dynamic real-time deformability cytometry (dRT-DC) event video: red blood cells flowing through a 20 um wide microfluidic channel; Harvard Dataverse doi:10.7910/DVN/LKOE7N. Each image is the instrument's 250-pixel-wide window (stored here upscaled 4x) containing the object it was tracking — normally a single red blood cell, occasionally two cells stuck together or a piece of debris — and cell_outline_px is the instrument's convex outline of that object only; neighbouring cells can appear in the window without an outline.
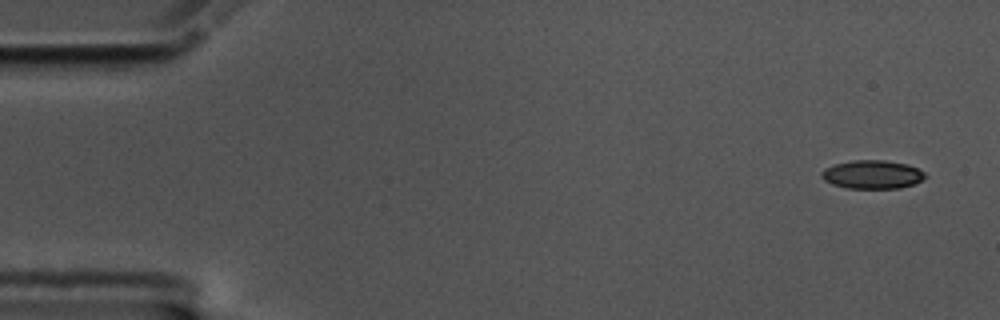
{"species": "common noctule bat (a hibernating species)", "species_latin": "Nyctalus noctula", "temperature_condition": "cold", "stored_images_in_passage": 56, "camera_frame_rate_fps": 3000, "um_per_image_px": 0.085, "animal": {"sex": "male", "body_mass_g": 17.5, "forearm_length_mm": 52.3}, "frame": {"image": 1, "passage_image": 1, "time_ms": 0.0, "image_size_px": [1000, 320], "cell_outline_px": [[924, 176], [920, 180], [912, 184], [900, 188], [848, 188], [832, 184], [824, 180], [820, 176], [820, 172], [824, 168], [836, 164], [852, 160], [884, 160], [908, 164], [924, 172]], "centroid_in_image_um": [74.09, 14.82], "position_along_channel_um": 10.9, "area_um2": 17.05}}
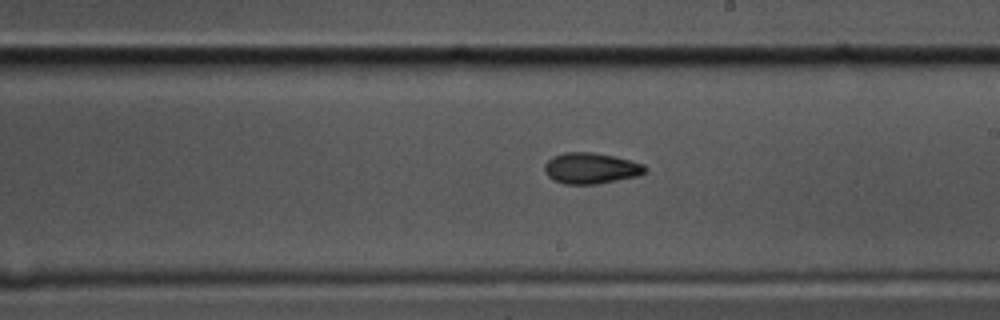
{"frame": {"image": 2, "passage_image": 31, "time_ms": 10.0, "image_size_px": [1000, 320], "cell_outline_px": [[648, 172], [636, 176], [596, 184], [564, 184], [552, 180], [544, 172], [544, 164], [552, 156], [564, 152], [592, 152], [612, 156], [644, 164], [648, 168]], "centroid_in_image_um": [50.2, 14.3], "position_along_channel_um": 238.8, "area_um2": 18.21}}
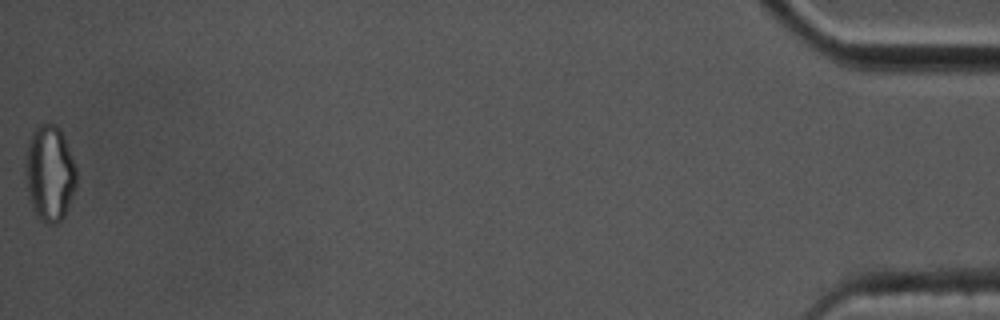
{"frame": {"image": 3, "passage_image": 56, "time_ms": 18.333, "image_size_px": [1000, 320], "cell_outline_px": [[76, 188], [64, 216], [56, 224], [48, 224], [36, 216], [32, 208], [28, 196], [24, 176], [24, 156], [32, 132], [36, 124], [56, 124], [60, 128], [64, 136], [76, 168]], "centroid_in_image_um": [4.19, 14.72], "position_along_channel_um": 431.0, "area_um2": 29.02}, "authors_computed_cell_mechanics": {"area_um2": 18.1781, "velocity_mm_per_s": 3.4896, "shape_relaxation_time_tau1_ms": 8.7055, "shape_relaxation_time_tau2_ms": 4.9154, "deformation_change_tau1": 0.1577, "deformation_change_tau2": 0.1016}}